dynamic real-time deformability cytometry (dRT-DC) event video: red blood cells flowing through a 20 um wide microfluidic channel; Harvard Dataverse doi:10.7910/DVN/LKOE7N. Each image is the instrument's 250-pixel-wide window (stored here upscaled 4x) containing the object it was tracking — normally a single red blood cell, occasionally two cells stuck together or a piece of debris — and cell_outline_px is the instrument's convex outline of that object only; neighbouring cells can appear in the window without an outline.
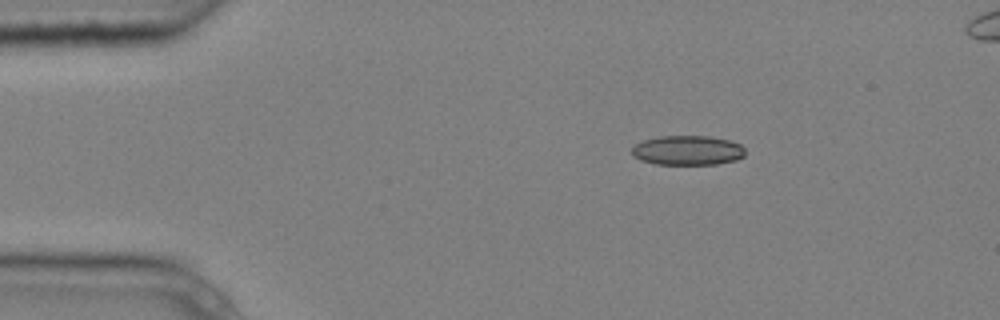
{"species": "common noctule bat (a hibernating species)", "species_latin": "Nyctalus noctula", "temperature_condition": "cold", "stored_images_in_passage": 4, "camera_frame_rate_fps": 3000, "um_per_image_px": 0.085, "animal": {"sex": "male", "body_mass_g": 20.4}, "frame": {"image": 1, "passage_image": 1, "time_ms": 0.0, "image_size_px": [1000, 320], "cell_outline_px": [[744, 156], [736, 160], [716, 164], [656, 164], [640, 160], [632, 156], [632, 148], [636, 144], [644, 140], [660, 136], [708, 136], [732, 140], [740, 144], [744, 148]], "centroid_in_image_um": [58.46, 12.78], "position_along_channel_um": 26.5, "area_um2": 19.59}}